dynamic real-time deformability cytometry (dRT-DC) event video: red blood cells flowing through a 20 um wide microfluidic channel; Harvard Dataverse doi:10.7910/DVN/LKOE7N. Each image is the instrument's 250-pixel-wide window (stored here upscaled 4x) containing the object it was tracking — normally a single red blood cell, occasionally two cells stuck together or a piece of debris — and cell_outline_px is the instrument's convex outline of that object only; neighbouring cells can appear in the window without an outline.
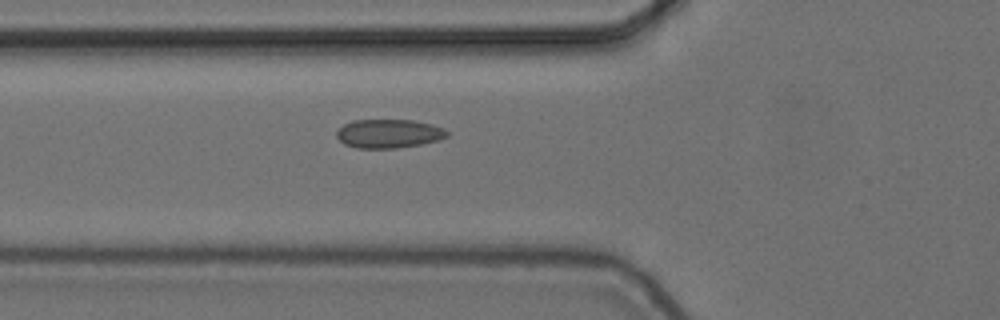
{"species": "common noctule bat (a hibernating species)", "species_latin": "Nyctalus noctula", "temperature_condition": "cold", "stored_images_in_passage": 6, "camera_frame_rate_fps": 3000, "um_per_image_px": 0.085, "animal": {"sex": "female", "body_mass_g": 24.6, "forearm_length_mm": 56.2}, "frame": {"image": 1, "passage_image": 6, "time_ms": 1.667, "image_size_px": [1000, 320], "cell_outline_px": [[448, 136], [440, 140], [420, 144], [396, 148], [356, 148], [344, 144], [336, 136], [336, 132], [344, 124], [352, 120], [412, 120], [432, 124], [444, 128], [448, 132]], "centroid_in_image_um": [33.05, 11.35], "position_along_channel_um": 92.8, "area_um2": 18.55}}